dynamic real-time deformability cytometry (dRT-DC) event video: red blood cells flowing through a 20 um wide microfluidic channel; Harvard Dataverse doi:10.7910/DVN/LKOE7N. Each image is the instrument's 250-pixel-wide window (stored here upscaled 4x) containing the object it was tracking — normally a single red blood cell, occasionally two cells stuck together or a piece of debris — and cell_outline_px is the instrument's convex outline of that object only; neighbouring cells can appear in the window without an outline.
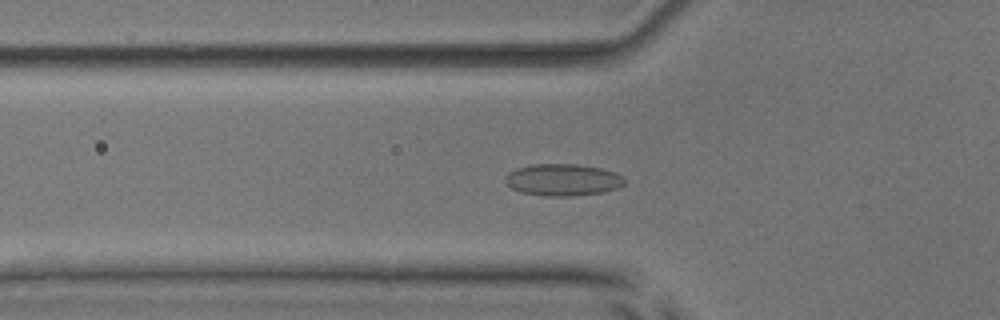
{"species": "common noctule bat (a hibernating species)", "species_latin": "Nyctalus noctula", "temperature_condition": "room temperature", "stored_images_in_passage": 53, "camera_frame_rate_fps": 3000, "um_per_image_px": 0.085, "animal": {"sex": "male", "body_mass_g": 17.9, "forearm_length_mm": 54.2}, "frame": {"image": 1, "passage_image": 19, "time_ms": 6.0, "image_size_px": [1000, 320], "cell_outline_px": [[624, 184], [620, 188], [604, 192], [572, 196], [544, 196], [520, 192], [512, 188], [504, 180], [504, 176], [508, 172], [516, 168], [532, 164], [576, 164], [600, 168], [616, 172], [624, 176]], "centroid_in_image_um": [47.85, 15.29], "position_along_channel_um": 78.0, "area_um2": 22.43}}
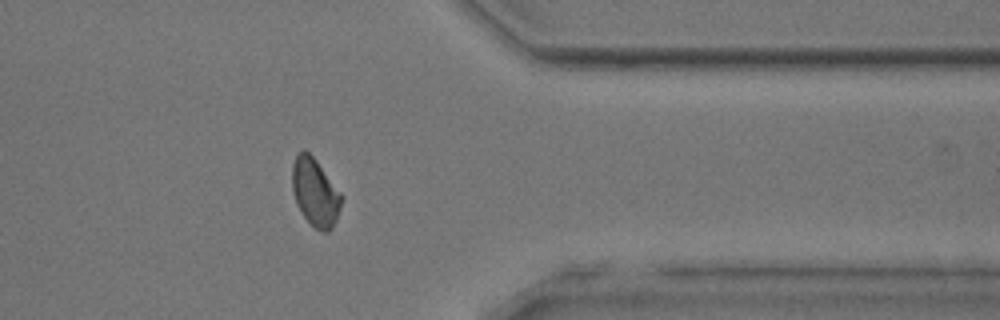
{"frame": {"image": 2, "passage_image": 43, "time_ms": 14.0, "image_size_px": [1000, 320], "cell_outline_px": [[344, 196], [336, 220], [332, 228], [328, 232], [324, 232], [316, 228], [304, 216], [296, 204], [292, 188], [292, 164], [296, 152], [308, 152], [316, 160]], "centroid_in_image_um": [26.79, 16.34], "position_along_channel_um": 384.6, "area_um2": 19.42}}
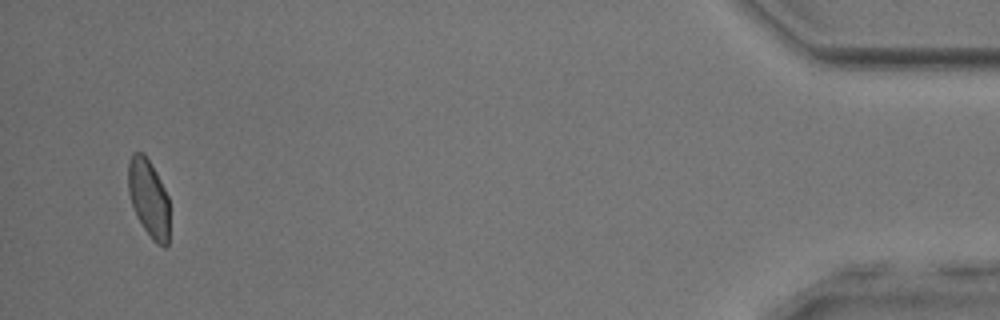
{"frame": {"image": 3, "passage_image": 51, "time_ms": 16.667, "image_size_px": [1000, 320], "cell_outline_px": [[168, 244], [164, 248], [156, 244], [152, 240], [136, 216], [128, 192], [128, 164], [132, 152], [144, 152], [156, 172], [168, 196]], "centroid_in_image_um": [12.63, 16.84], "position_along_channel_um": 422.6, "area_um2": 18.73}, "authors_computed_cell_mechanics": {"area_um2": 20.1144, "velocity_mm_per_s": 3.9705, "shape_relaxation_time_tau1_ms": 6.477, "shape_relaxation_time_tau2_ms": 1.0729, "deformation_change_tau1": 0.1164, "deformation_change_tau2": 0.0486}}